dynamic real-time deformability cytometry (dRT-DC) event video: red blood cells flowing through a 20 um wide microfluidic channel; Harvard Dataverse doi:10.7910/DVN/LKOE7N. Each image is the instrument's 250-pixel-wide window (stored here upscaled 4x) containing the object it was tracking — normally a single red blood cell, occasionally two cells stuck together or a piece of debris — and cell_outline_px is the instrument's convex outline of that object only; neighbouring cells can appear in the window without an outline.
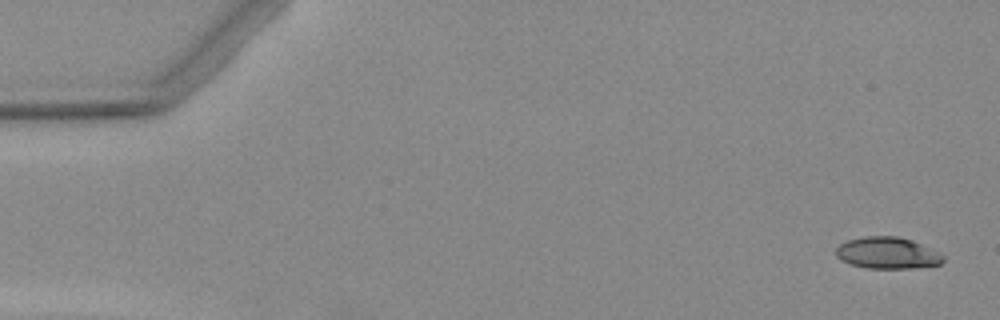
{"species": "Egyptian fruit bat (a non-hibernating species)", "species_latin": "Rousettus aegyptiacus", "temperature_condition": "warm", "stored_images_in_passage": 7, "camera_frame_rate_fps": 3000, "um_per_image_px": 0.085, "animal": {"sex": "female"}, "frame": {"image": 1, "passage_image": 1, "time_ms": 0.0, "image_size_px": [1000, 320], "cell_outline_px": [[944, 260], [940, 264], [912, 268], [868, 268], [852, 264], [840, 260], [836, 256], [836, 248], [840, 244], [848, 240], [864, 236], [896, 236], [912, 240], [944, 256]], "centroid_in_image_um": [75.39, 21.5], "position_along_channel_um": 9.6, "area_um2": 19.48}}
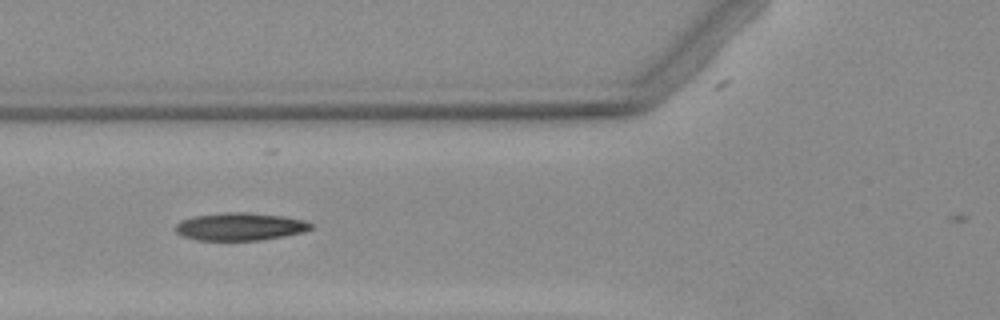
{"frame": {"image": 2, "passage_image": 6, "time_ms": 6.0, "image_size_px": [1000, 320], "cell_outline_px": [[312, 228], [300, 232], [284, 236], [260, 240], [196, 240], [184, 236], [176, 232], [176, 224], [180, 220], [192, 216], [224, 212], [244, 212], [280, 216], [304, 220], [312, 224]], "centroid_in_image_um": [20.35, 19.26], "position_along_channel_um": 105.4, "area_um2": 21.68}}
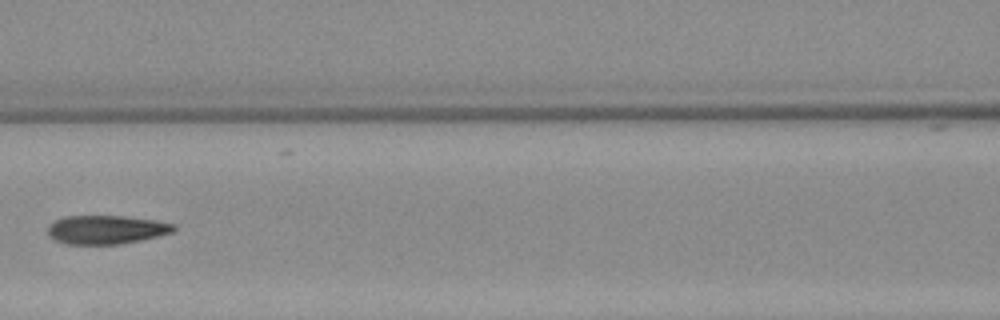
{"frame": {"image": 3, "passage_image": 7, "time_ms": 7.333, "image_size_px": [1000, 320], "cell_outline_px": [[176, 228], [172, 232], [140, 240], [120, 244], [68, 244], [56, 240], [48, 232], [48, 224], [64, 216], [124, 216], [152, 220], [176, 224]], "centroid_in_image_um": [9.02, 19.51], "position_along_channel_um": 157.6, "area_um2": 20.81}}